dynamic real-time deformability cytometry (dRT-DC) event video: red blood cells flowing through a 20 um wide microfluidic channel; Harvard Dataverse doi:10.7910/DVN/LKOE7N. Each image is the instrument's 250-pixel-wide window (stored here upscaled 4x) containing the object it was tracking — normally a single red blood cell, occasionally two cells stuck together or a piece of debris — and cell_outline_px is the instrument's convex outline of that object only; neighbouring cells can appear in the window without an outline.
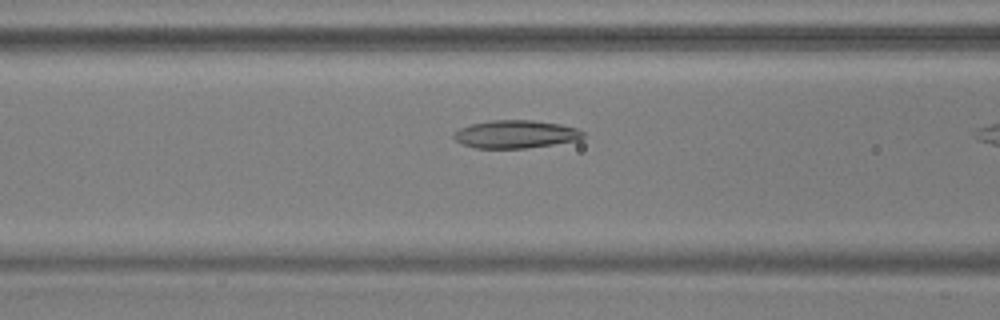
{"species": "common noctule bat (a hibernating species)", "species_latin": "Nyctalus noctula", "temperature_condition": "warm", "stored_images_in_passage": 8, "camera_frame_rate_fps": 3000, "um_per_image_px": 0.085, "animal": {"sex": "male", "body_mass_g": 17.9, "forearm_length_mm": 54.2}, "frame": {"image": 1, "passage_image": 7, "time_ms": 2.0, "image_size_px": [1000, 320], "cell_outline_px": [[584, 136], [580, 140], [524, 148], [476, 148], [460, 144], [452, 136], [452, 132], [460, 128], [472, 124], [492, 120], [532, 120], [560, 124], [576, 128], [584, 132]], "centroid_in_image_um": [43.8, 11.41], "position_along_channel_um": 122.8, "area_um2": 21.04}}